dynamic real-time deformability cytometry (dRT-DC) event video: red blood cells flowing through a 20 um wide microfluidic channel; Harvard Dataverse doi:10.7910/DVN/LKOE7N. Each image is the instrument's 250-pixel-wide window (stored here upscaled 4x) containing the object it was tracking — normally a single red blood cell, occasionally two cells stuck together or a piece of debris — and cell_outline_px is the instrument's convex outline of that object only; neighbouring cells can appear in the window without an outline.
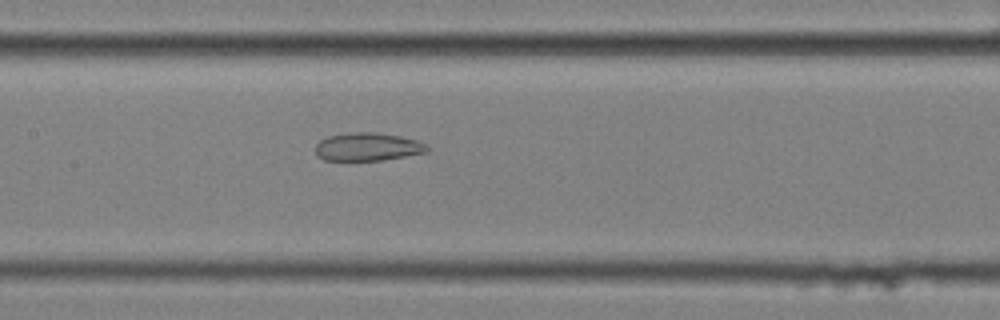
{"species": "common noctule bat (a hibernating species)", "species_latin": "Nyctalus noctula", "temperature_condition": "cold", "stored_images_in_passage": 8, "camera_frame_rate_fps": 3000, "um_per_image_px": 0.085, "animal": {"sex": "female", "body_mass_g": 25.1}, "frame": {"image": 1, "passage_image": 7, "time_ms": 2.0, "image_size_px": [1000, 320], "cell_outline_px": [[428, 152], [380, 160], [324, 160], [316, 152], [316, 144], [320, 140], [328, 136], [348, 132], [376, 132], [400, 136], [416, 140], [424, 144], [428, 148]], "centroid_in_image_um": [31.23, 12.46], "position_along_channel_um": 176.2, "area_um2": 18.09}}